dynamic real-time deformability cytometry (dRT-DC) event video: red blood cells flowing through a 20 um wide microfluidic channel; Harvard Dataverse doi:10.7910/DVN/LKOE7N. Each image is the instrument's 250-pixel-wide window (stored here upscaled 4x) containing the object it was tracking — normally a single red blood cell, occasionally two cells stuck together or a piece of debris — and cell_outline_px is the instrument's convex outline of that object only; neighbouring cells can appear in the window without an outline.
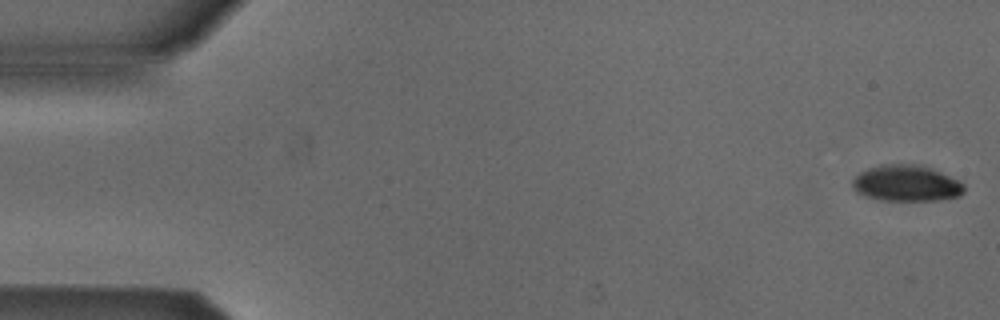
{"species": "Egyptian fruit bat (a non-hibernating species)", "species_latin": "Rousettus aegyptiacus", "temperature_condition": "cold", "stored_images_in_passage": 12, "camera_frame_rate_fps": 3000, "um_per_image_px": 0.085, "animal": {"sex": "male"}, "frame": {"image": 1, "passage_image": 1, "time_ms": 0.0, "image_size_px": [1000, 320], "cell_outline_px": [[964, 192], [960, 196], [940, 200], [884, 200], [868, 196], [856, 192], [852, 184], [852, 180], [860, 172], [868, 168], [884, 164], [920, 164], [932, 168], [960, 180], [964, 184]], "centroid_in_image_um": [77.09, 15.57], "position_along_channel_um": 7.9, "area_um2": 23.58}}